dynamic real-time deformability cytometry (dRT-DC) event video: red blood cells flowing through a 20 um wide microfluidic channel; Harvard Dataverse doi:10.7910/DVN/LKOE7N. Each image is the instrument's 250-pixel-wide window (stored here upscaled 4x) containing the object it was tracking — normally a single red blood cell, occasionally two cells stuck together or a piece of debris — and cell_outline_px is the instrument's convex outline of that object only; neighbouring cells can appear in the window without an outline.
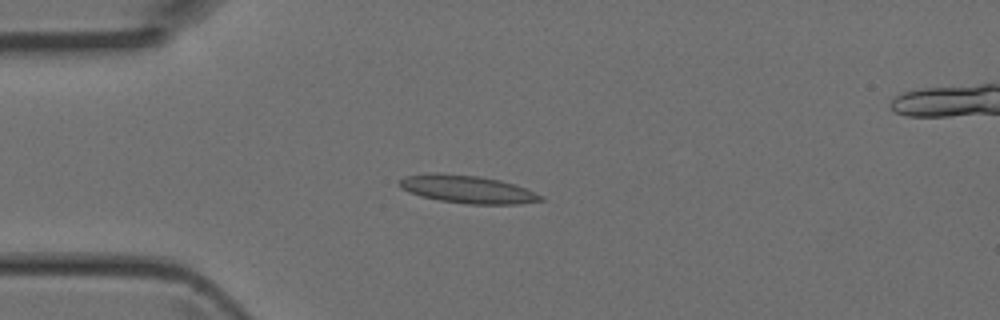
{"species": "Egyptian fruit bat (a non-hibernating species)", "species_latin": "Rousettus aegyptiacus", "temperature_condition": "room temperature", "stored_images_in_passage": 3, "camera_frame_rate_fps": 3000, "um_per_image_px": 0.085, "animal": {"sex": "female"}, "frame": {"image": 1, "passage_image": 3, "time_ms": 0.667, "image_size_px": [1000, 320], "cell_outline_px": [[544, 200], [520, 204], [468, 204], [440, 200], [420, 196], [408, 192], [400, 188], [396, 184], [396, 180], [404, 176], [432, 172], [436, 172], [480, 176], [500, 180], [524, 188], [544, 196]], "centroid_in_image_um": [39.64, 16.07], "position_along_channel_um": 45.4, "area_um2": 23.18}}